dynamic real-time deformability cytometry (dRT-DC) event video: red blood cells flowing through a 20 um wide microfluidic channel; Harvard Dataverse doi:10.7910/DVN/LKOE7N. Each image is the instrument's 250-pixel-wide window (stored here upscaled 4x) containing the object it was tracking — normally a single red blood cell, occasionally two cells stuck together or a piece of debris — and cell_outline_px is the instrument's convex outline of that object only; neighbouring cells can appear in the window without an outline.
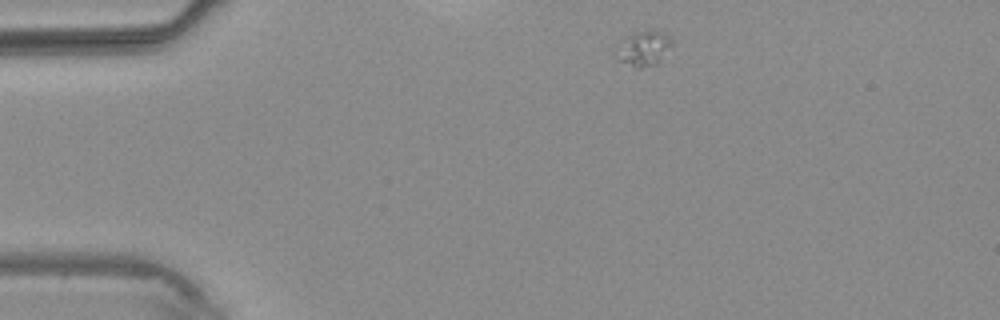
{"species": "common noctule bat (a hibernating species)", "species_latin": "Nyctalus noctula", "temperature_condition": "warm", "stored_images_in_passage": 3, "camera_frame_rate_fps": 3000, "um_per_image_px": 0.085, "animal": {"sex": "male", "body_mass_g": 20.4}, "frame": {"image": 1, "passage_image": 1, "time_ms": 0.0, "image_size_px": [1000, 320], "cell_outline_px": [[676, 40], [652, 64], [640, 68], [636, 68], [616, 60], [612, 52], [620, 36], [636, 32], [656, 28], [668, 32]], "centroid_in_image_um": [54.6, 4.02], "position_along_channel_um": 30.4, "area_um2": 12.08}}